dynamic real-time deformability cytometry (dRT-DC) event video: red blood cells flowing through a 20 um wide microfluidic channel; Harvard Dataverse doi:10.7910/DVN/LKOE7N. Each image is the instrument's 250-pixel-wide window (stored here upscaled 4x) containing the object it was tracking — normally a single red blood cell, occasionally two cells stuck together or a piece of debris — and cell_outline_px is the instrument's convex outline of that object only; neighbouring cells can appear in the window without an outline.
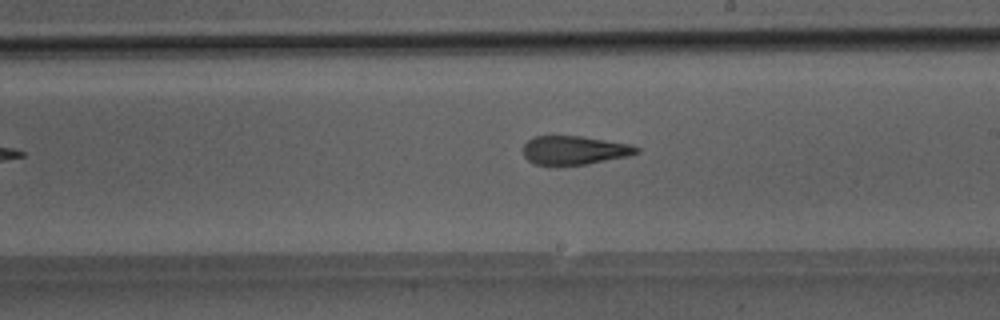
{"species": "Egyptian fruit bat (a non-hibernating species)", "species_latin": "Rousettus aegyptiacus", "temperature_condition": "room temperature", "stored_images_in_passage": 25, "camera_frame_rate_fps": 3000, "um_per_image_px": 0.085, "animal": {"sex": "male"}, "frame": {"image": 1, "passage_image": 15, "time_ms": 4.667, "image_size_px": [1000, 320], "cell_outline_px": [[640, 152], [628, 156], [588, 164], [556, 168], [536, 164], [528, 160], [524, 156], [524, 144], [528, 140], [536, 136], [580, 136], [632, 144], [640, 148]], "centroid_in_image_um": [48.82, 12.81], "position_along_channel_um": 240.2, "area_um2": 19.54}}